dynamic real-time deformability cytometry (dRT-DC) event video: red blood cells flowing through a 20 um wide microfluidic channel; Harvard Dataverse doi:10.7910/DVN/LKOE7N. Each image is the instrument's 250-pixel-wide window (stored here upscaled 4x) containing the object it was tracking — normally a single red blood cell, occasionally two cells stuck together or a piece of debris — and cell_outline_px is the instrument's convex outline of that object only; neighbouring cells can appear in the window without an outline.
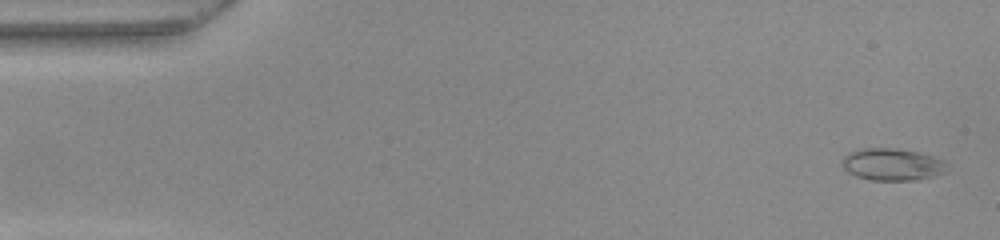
{"species": "common noctule bat (a hibernating species)", "species_latin": "Nyctalus noctula", "temperature_condition": "warm", "stored_images_in_passage": 52, "camera_frame_rate_fps": 3000, "um_per_image_px": 0.085, "animal": {"sex": "female", "body_mass_g": 22.0, "forearm_length_mm": 56.7}, "frame": {"image": 1, "passage_image": 2, "time_ms": 0.333, "image_size_px": [1000, 240], "cell_outline_px": [[948, 164], [944, 172], [936, 176], [916, 180], [872, 180], [856, 176], [848, 172], [844, 168], [840, 160], [848, 152], [864, 148], [892, 148], [920, 152], [944, 160]], "centroid_in_image_um": [75.84, 13.97], "position_along_channel_um": 9.2, "area_um2": 19.77}}
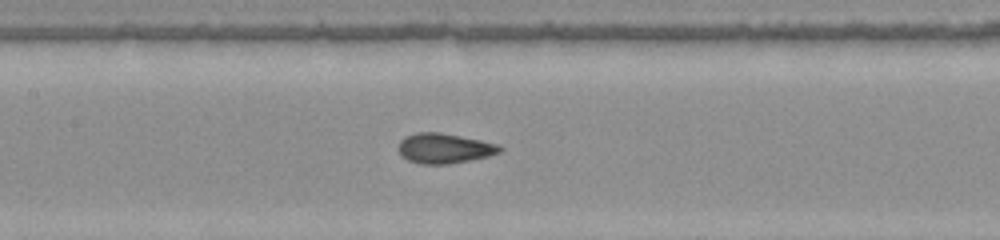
{"frame": {"image": 2, "passage_image": 24, "time_ms": 7.667, "image_size_px": [1000, 240], "cell_outline_px": [[504, 148], [500, 152], [488, 156], [448, 164], [420, 164], [408, 160], [400, 156], [396, 148], [400, 140], [416, 132], [440, 132], [500, 144]], "centroid_in_image_um": [37.74, 12.61], "position_along_channel_um": 169.7, "area_um2": 17.86}}
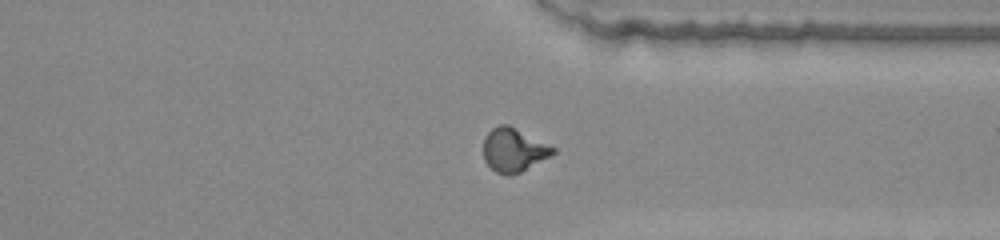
{"frame": {"image": 3, "passage_image": 39, "time_ms": 12.667, "image_size_px": [1000, 240], "cell_outline_px": [[556, 152], [552, 156], [520, 172], [496, 172], [484, 160], [484, 140], [488, 132], [492, 128], [500, 124], [508, 124], [556, 148]], "centroid_in_image_um": [43.69, 12.71], "position_along_channel_um": 367.7, "area_um2": 17.28}, "authors_computed_cell_mechanics": {"area_um2": 17.629, "velocity_mm_per_s": 3.9888, "shape_relaxation_time_tau1_ms": 8.8871, "shape_relaxation_time_tau2_ms": 1.0865, "deformation_change_tau1": 0.1976, "deformation_change_tau2": 0.0674}}